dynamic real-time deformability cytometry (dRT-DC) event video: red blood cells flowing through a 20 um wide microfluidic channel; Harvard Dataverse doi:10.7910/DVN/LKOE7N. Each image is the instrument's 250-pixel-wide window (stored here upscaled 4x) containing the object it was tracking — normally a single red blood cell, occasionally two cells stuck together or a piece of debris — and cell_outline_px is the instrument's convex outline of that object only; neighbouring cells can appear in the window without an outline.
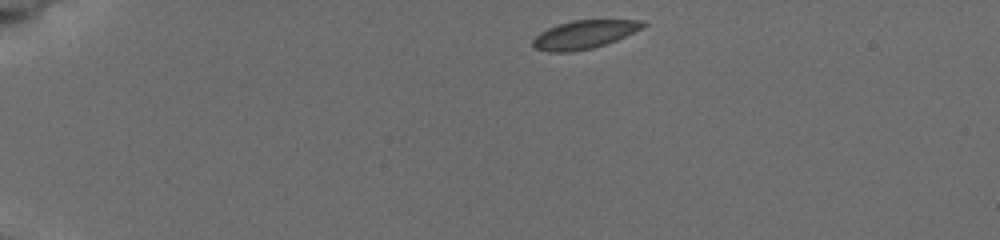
{"species": "common noctule bat (a hibernating species)", "species_latin": "Nyctalus noctula", "temperature_condition": "cold", "stored_images_in_passage": 14, "camera_frame_rate_fps": 3000, "um_per_image_px": 0.085, "animal": {"sex": "female", "body_mass_g": 19.5, "forearm_length_mm": 54.1}, "frame": {"image": 1, "passage_image": 1, "time_ms": 0.0, "image_size_px": [1000, 240], "cell_outline_px": [[648, 24], [644, 28], [616, 40], [592, 48], [572, 52], [548, 52], [532, 48], [532, 40], [540, 32], [556, 24], [572, 20], [644, 20]], "centroid_in_image_um": [49.65, 2.93], "position_along_channel_um": 35.4, "area_um2": 18.38}}